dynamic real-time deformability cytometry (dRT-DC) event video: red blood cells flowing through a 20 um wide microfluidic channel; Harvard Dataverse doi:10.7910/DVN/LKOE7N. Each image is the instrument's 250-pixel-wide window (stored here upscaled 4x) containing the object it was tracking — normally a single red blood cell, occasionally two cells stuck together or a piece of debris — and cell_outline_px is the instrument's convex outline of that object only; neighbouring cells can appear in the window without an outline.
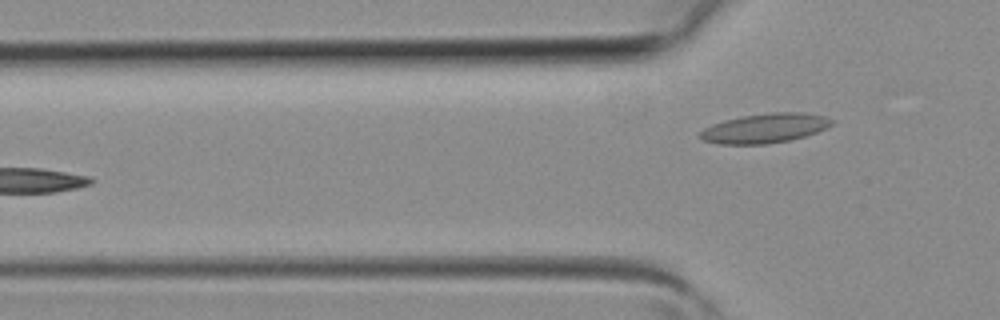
{"species": "common noctule bat (a hibernating species)", "species_latin": "Nyctalus noctula", "temperature_condition": "room temperature", "stored_images_in_passage": 5, "camera_frame_rate_fps": 3000, "um_per_image_px": 0.085, "animal": {"sex": "female", "body_mass_g": 19.3, "forearm_length_mm": 54.1}, "frame": {"image": 1, "passage_image": 4, "time_ms": 1.0, "image_size_px": [1000, 320], "cell_outline_px": [[832, 124], [816, 132], [804, 136], [788, 140], [768, 144], [720, 144], [704, 140], [700, 136], [700, 132], [704, 128], [712, 124], [724, 120], [744, 116], [772, 112], [804, 112], [824, 116], [832, 120]], "centroid_in_image_um": [65.0, 10.89], "position_along_channel_um": 60.8, "area_um2": 22.31}}
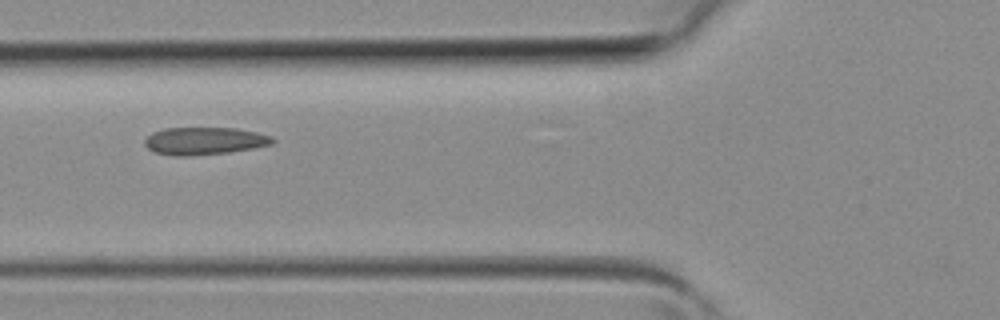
{"frame": {"image": 2, "passage_image": 5, "time_ms": 1.333, "image_size_px": [1000, 320], "cell_outline_px": [[276, 140], [272, 144], [252, 148], [228, 152], [188, 156], [172, 156], [156, 152], [148, 148], [144, 144], [144, 140], [152, 132], [164, 128], [236, 128], [256, 132], [272, 136]], "centroid_in_image_um": [17.36, 11.97], "position_along_channel_um": 108.4, "area_um2": 20.46}}